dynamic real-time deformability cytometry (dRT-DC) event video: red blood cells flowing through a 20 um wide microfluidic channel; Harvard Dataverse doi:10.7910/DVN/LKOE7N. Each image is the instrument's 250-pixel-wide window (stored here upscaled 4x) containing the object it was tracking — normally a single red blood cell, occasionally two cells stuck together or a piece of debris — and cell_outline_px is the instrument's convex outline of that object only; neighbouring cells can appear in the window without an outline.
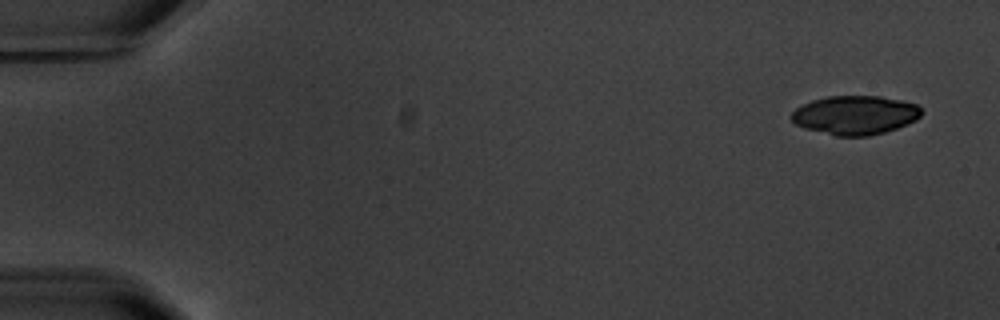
{"species": "common noctule bat (a hibernating species)", "species_latin": "Nyctalus noctula", "temperature_condition": "warm", "stored_images_in_passage": 5, "camera_frame_rate_fps": 3000, "um_per_image_px": 0.085, "animal": {"sex": "male", "body_mass_g": 20.1, "forearm_length_mm": 53.5}, "frame": {"image": 1, "passage_image": 1, "time_ms": 0.0, "image_size_px": [1000, 320], "cell_outline_px": [[924, 112], [916, 120], [908, 124], [884, 132], [868, 136], [836, 136], [804, 128], [796, 124], [788, 116], [796, 108], [812, 100], [828, 96], [880, 96], [900, 100], [916, 104]], "centroid_in_image_um": [72.68, 9.78], "position_along_channel_um": 12.3, "area_um2": 29.54}}